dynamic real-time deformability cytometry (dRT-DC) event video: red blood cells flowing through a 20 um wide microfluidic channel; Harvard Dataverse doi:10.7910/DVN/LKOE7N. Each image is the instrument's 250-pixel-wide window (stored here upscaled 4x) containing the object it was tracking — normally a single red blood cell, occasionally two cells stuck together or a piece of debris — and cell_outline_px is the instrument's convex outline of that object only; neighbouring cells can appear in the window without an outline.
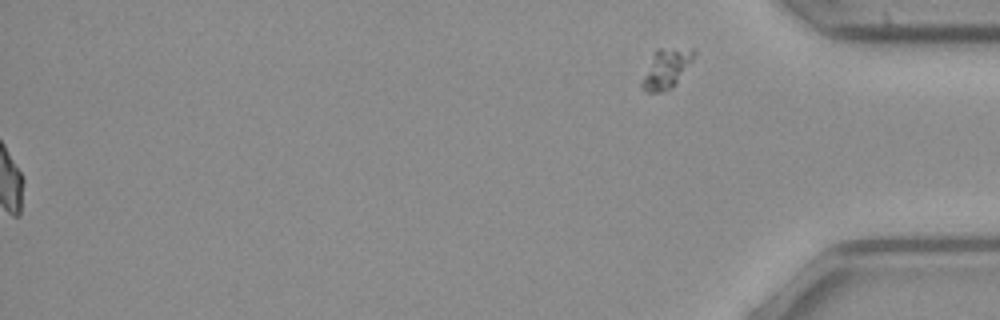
{"species": "common noctule bat (a hibernating species)", "species_latin": "Nyctalus noctula", "temperature_condition": "cold", "stored_images_in_passage": 51, "segment_of_instrument_passage": [2, 2], "camera_frame_rate_fps": 3000, "um_per_image_px": 0.085, "animal": {"sex": "female", "body_mass_g": 21.9}, "frame": {"image": 1, "passage_image": 51, "time_ms": 16.667, "image_size_px": [1000, 320], "cell_outline_px": [[696, 52], [692, 60], [676, 84], [672, 88], [660, 92], [648, 92], [640, 88], [640, 84], [656, 48], [696, 48]], "centroid_in_image_um": [56.65, 5.83], "position_along_channel_um": 378.6, "area_um2": 11.91}}